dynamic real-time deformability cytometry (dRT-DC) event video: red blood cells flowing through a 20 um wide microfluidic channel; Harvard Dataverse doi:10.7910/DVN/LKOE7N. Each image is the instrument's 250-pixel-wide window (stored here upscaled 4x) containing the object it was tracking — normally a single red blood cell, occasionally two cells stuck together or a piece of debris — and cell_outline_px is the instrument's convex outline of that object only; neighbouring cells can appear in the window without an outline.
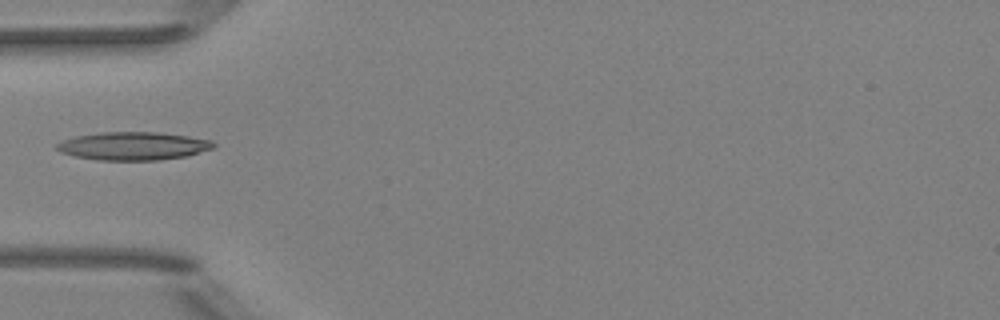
{"species": "Egyptian fruit bat (a non-hibernating species)", "species_latin": "Rousettus aegyptiacus", "temperature_condition": "room temperature", "stored_images_in_passage": 21, "camera_frame_rate_fps": 3000, "um_per_image_px": 0.085, "animal": {"sex": "female"}, "frame": {"image": 1, "passage_image": 1, "time_ms": 0.0, "image_size_px": [1000, 320], "cell_outline_px": [[216, 144], [212, 148], [184, 156], [156, 160], [96, 160], [76, 156], [60, 152], [56, 148], [56, 144], [64, 140], [76, 136], [100, 132], [156, 132], [188, 136], [212, 140]], "centroid_in_image_um": [11.3, 12.4], "position_along_channel_um": 73.7, "area_um2": 25.43}}